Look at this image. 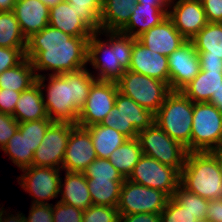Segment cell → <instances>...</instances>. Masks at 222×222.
Listing matches in <instances>:
<instances>
[{
	"label": "cell",
	"instance_id": "1",
	"mask_svg": "<svg viewBox=\"0 0 222 222\" xmlns=\"http://www.w3.org/2000/svg\"><path fill=\"white\" fill-rule=\"evenodd\" d=\"M90 37H73L50 25L27 38L25 57L39 71L52 75L75 72L86 68Z\"/></svg>",
	"mask_w": 222,
	"mask_h": 222
},
{
	"label": "cell",
	"instance_id": "2",
	"mask_svg": "<svg viewBox=\"0 0 222 222\" xmlns=\"http://www.w3.org/2000/svg\"><path fill=\"white\" fill-rule=\"evenodd\" d=\"M46 75L39 74L36 82L43 93L48 117L53 122L76 125L80 111L88 98L89 90L96 81L92 72L83 68L75 72ZM45 80H49L48 84L44 83ZM44 91L47 92L46 95Z\"/></svg>",
	"mask_w": 222,
	"mask_h": 222
},
{
	"label": "cell",
	"instance_id": "3",
	"mask_svg": "<svg viewBox=\"0 0 222 222\" xmlns=\"http://www.w3.org/2000/svg\"><path fill=\"white\" fill-rule=\"evenodd\" d=\"M102 34L107 40H101ZM135 40L119 31L95 32L88 40L87 54V63L97 69L96 76L93 74L94 78L116 82L125 70H129Z\"/></svg>",
	"mask_w": 222,
	"mask_h": 222
},
{
	"label": "cell",
	"instance_id": "4",
	"mask_svg": "<svg viewBox=\"0 0 222 222\" xmlns=\"http://www.w3.org/2000/svg\"><path fill=\"white\" fill-rule=\"evenodd\" d=\"M180 185L207 200L222 198V169L214 153L188 152Z\"/></svg>",
	"mask_w": 222,
	"mask_h": 222
},
{
	"label": "cell",
	"instance_id": "5",
	"mask_svg": "<svg viewBox=\"0 0 222 222\" xmlns=\"http://www.w3.org/2000/svg\"><path fill=\"white\" fill-rule=\"evenodd\" d=\"M193 101L182 91H170L154 114V122L191 152Z\"/></svg>",
	"mask_w": 222,
	"mask_h": 222
},
{
	"label": "cell",
	"instance_id": "6",
	"mask_svg": "<svg viewBox=\"0 0 222 222\" xmlns=\"http://www.w3.org/2000/svg\"><path fill=\"white\" fill-rule=\"evenodd\" d=\"M191 152L213 151L222 144V111L209 102H193Z\"/></svg>",
	"mask_w": 222,
	"mask_h": 222
},
{
	"label": "cell",
	"instance_id": "7",
	"mask_svg": "<svg viewBox=\"0 0 222 222\" xmlns=\"http://www.w3.org/2000/svg\"><path fill=\"white\" fill-rule=\"evenodd\" d=\"M116 83L119 93L133 99L138 105L154 114L171 91L165 82L131 70H125Z\"/></svg>",
	"mask_w": 222,
	"mask_h": 222
},
{
	"label": "cell",
	"instance_id": "8",
	"mask_svg": "<svg viewBox=\"0 0 222 222\" xmlns=\"http://www.w3.org/2000/svg\"><path fill=\"white\" fill-rule=\"evenodd\" d=\"M153 123L154 113L118 92L115 105L101 125L116 129L128 139H134L138 137L140 131L145 130Z\"/></svg>",
	"mask_w": 222,
	"mask_h": 222
},
{
	"label": "cell",
	"instance_id": "9",
	"mask_svg": "<svg viewBox=\"0 0 222 222\" xmlns=\"http://www.w3.org/2000/svg\"><path fill=\"white\" fill-rule=\"evenodd\" d=\"M143 155L181 172L188 154L187 148L172 139L155 122L138 133Z\"/></svg>",
	"mask_w": 222,
	"mask_h": 222
},
{
	"label": "cell",
	"instance_id": "10",
	"mask_svg": "<svg viewBox=\"0 0 222 222\" xmlns=\"http://www.w3.org/2000/svg\"><path fill=\"white\" fill-rule=\"evenodd\" d=\"M170 196L157 189L124 180L117 205L119 214L158 213L164 210Z\"/></svg>",
	"mask_w": 222,
	"mask_h": 222
},
{
	"label": "cell",
	"instance_id": "11",
	"mask_svg": "<svg viewBox=\"0 0 222 222\" xmlns=\"http://www.w3.org/2000/svg\"><path fill=\"white\" fill-rule=\"evenodd\" d=\"M127 180L166 192L170 197L180 185V172L154 158L142 155Z\"/></svg>",
	"mask_w": 222,
	"mask_h": 222
},
{
	"label": "cell",
	"instance_id": "12",
	"mask_svg": "<svg viewBox=\"0 0 222 222\" xmlns=\"http://www.w3.org/2000/svg\"><path fill=\"white\" fill-rule=\"evenodd\" d=\"M22 175L18 176V184L34 200L32 204H51L49 200L58 198L60 194V171L52 167L29 166L21 169Z\"/></svg>",
	"mask_w": 222,
	"mask_h": 222
},
{
	"label": "cell",
	"instance_id": "13",
	"mask_svg": "<svg viewBox=\"0 0 222 222\" xmlns=\"http://www.w3.org/2000/svg\"><path fill=\"white\" fill-rule=\"evenodd\" d=\"M74 126L71 123L53 122L34 152L32 165L62 169L67 142Z\"/></svg>",
	"mask_w": 222,
	"mask_h": 222
},
{
	"label": "cell",
	"instance_id": "14",
	"mask_svg": "<svg viewBox=\"0 0 222 222\" xmlns=\"http://www.w3.org/2000/svg\"><path fill=\"white\" fill-rule=\"evenodd\" d=\"M117 93L116 82L96 80L92 84L85 105L80 111L77 125L88 127L94 124H101L115 105Z\"/></svg>",
	"mask_w": 222,
	"mask_h": 222
},
{
	"label": "cell",
	"instance_id": "15",
	"mask_svg": "<svg viewBox=\"0 0 222 222\" xmlns=\"http://www.w3.org/2000/svg\"><path fill=\"white\" fill-rule=\"evenodd\" d=\"M169 88L181 91L200 71L198 53L191 40H187L168 56Z\"/></svg>",
	"mask_w": 222,
	"mask_h": 222
},
{
	"label": "cell",
	"instance_id": "16",
	"mask_svg": "<svg viewBox=\"0 0 222 222\" xmlns=\"http://www.w3.org/2000/svg\"><path fill=\"white\" fill-rule=\"evenodd\" d=\"M168 17L186 40H191L208 23L201 1L169 0Z\"/></svg>",
	"mask_w": 222,
	"mask_h": 222
},
{
	"label": "cell",
	"instance_id": "17",
	"mask_svg": "<svg viewBox=\"0 0 222 222\" xmlns=\"http://www.w3.org/2000/svg\"><path fill=\"white\" fill-rule=\"evenodd\" d=\"M96 158L97 155L89 131L76 124L70 132L62 170L83 173Z\"/></svg>",
	"mask_w": 222,
	"mask_h": 222
},
{
	"label": "cell",
	"instance_id": "18",
	"mask_svg": "<svg viewBox=\"0 0 222 222\" xmlns=\"http://www.w3.org/2000/svg\"><path fill=\"white\" fill-rule=\"evenodd\" d=\"M129 70L158 79L169 86L168 56L151 51L137 39L133 44Z\"/></svg>",
	"mask_w": 222,
	"mask_h": 222
},
{
	"label": "cell",
	"instance_id": "19",
	"mask_svg": "<svg viewBox=\"0 0 222 222\" xmlns=\"http://www.w3.org/2000/svg\"><path fill=\"white\" fill-rule=\"evenodd\" d=\"M137 40L151 51L164 56H169L187 41L169 17L139 36Z\"/></svg>",
	"mask_w": 222,
	"mask_h": 222
},
{
	"label": "cell",
	"instance_id": "20",
	"mask_svg": "<svg viewBox=\"0 0 222 222\" xmlns=\"http://www.w3.org/2000/svg\"><path fill=\"white\" fill-rule=\"evenodd\" d=\"M168 6L169 4H141L137 2L128 23L119 32L137 39L168 17Z\"/></svg>",
	"mask_w": 222,
	"mask_h": 222
},
{
	"label": "cell",
	"instance_id": "21",
	"mask_svg": "<svg viewBox=\"0 0 222 222\" xmlns=\"http://www.w3.org/2000/svg\"><path fill=\"white\" fill-rule=\"evenodd\" d=\"M13 12L26 39L49 25V7L41 0H16Z\"/></svg>",
	"mask_w": 222,
	"mask_h": 222
},
{
	"label": "cell",
	"instance_id": "22",
	"mask_svg": "<svg viewBox=\"0 0 222 222\" xmlns=\"http://www.w3.org/2000/svg\"><path fill=\"white\" fill-rule=\"evenodd\" d=\"M49 25L73 37H91L95 32L80 18L67 1L49 8Z\"/></svg>",
	"mask_w": 222,
	"mask_h": 222
},
{
	"label": "cell",
	"instance_id": "23",
	"mask_svg": "<svg viewBox=\"0 0 222 222\" xmlns=\"http://www.w3.org/2000/svg\"><path fill=\"white\" fill-rule=\"evenodd\" d=\"M64 182L60 180V202L72 205L82 211L93 205L84 173L66 171Z\"/></svg>",
	"mask_w": 222,
	"mask_h": 222
},
{
	"label": "cell",
	"instance_id": "24",
	"mask_svg": "<svg viewBox=\"0 0 222 222\" xmlns=\"http://www.w3.org/2000/svg\"><path fill=\"white\" fill-rule=\"evenodd\" d=\"M42 95L37 82L21 92L12 115L18 123L49 118Z\"/></svg>",
	"mask_w": 222,
	"mask_h": 222
},
{
	"label": "cell",
	"instance_id": "25",
	"mask_svg": "<svg viewBox=\"0 0 222 222\" xmlns=\"http://www.w3.org/2000/svg\"><path fill=\"white\" fill-rule=\"evenodd\" d=\"M137 0H103L100 30L120 31L129 21Z\"/></svg>",
	"mask_w": 222,
	"mask_h": 222
},
{
	"label": "cell",
	"instance_id": "26",
	"mask_svg": "<svg viewBox=\"0 0 222 222\" xmlns=\"http://www.w3.org/2000/svg\"><path fill=\"white\" fill-rule=\"evenodd\" d=\"M222 84V71H203L181 91L193 102H208Z\"/></svg>",
	"mask_w": 222,
	"mask_h": 222
},
{
	"label": "cell",
	"instance_id": "27",
	"mask_svg": "<svg viewBox=\"0 0 222 222\" xmlns=\"http://www.w3.org/2000/svg\"><path fill=\"white\" fill-rule=\"evenodd\" d=\"M32 62L25 57L18 65L0 74V89L22 92L36 83Z\"/></svg>",
	"mask_w": 222,
	"mask_h": 222
},
{
	"label": "cell",
	"instance_id": "28",
	"mask_svg": "<svg viewBox=\"0 0 222 222\" xmlns=\"http://www.w3.org/2000/svg\"><path fill=\"white\" fill-rule=\"evenodd\" d=\"M85 128L89 131L98 158L108 159L112 152L128 139L116 129L101 124Z\"/></svg>",
	"mask_w": 222,
	"mask_h": 222
},
{
	"label": "cell",
	"instance_id": "29",
	"mask_svg": "<svg viewBox=\"0 0 222 222\" xmlns=\"http://www.w3.org/2000/svg\"><path fill=\"white\" fill-rule=\"evenodd\" d=\"M191 41L198 56L222 58V23L208 22Z\"/></svg>",
	"mask_w": 222,
	"mask_h": 222
},
{
	"label": "cell",
	"instance_id": "30",
	"mask_svg": "<svg viewBox=\"0 0 222 222\" xmlns=\"http://www.w3.org/2000/svg\"><path fill=\"white\" fill-rule=\"evenodd\" d=\"M143 155L138 138L127 139L109 156L110 163L127 179Z\"/></svg>",
	"mask_w": 222,
	"mask_h": 222
},
{
	"label": "cell",
	"instance_id": "31",
	"mask_svg": "<svg viewBox=\"0 0 222 222\" xmlns=\"http://www.w3.org/2000/svg\"><path fill=\"white\" fill-rule=\"evenodd\" d=\"M123 182L111 181L110 179L87 178L88 190L93 205L117 207Z\"/></svg>",
	"mask_w": 222,
	"mask_h": 222
},
{
	"label": "cell",
	"instance_id": "32",
	"mask_svg": "<svg viewBox=\"0 0 222 222\" xmlns=\"http://www.w3.org/2000/svg\"><path fill=\"white\" fill-rule=\"evenodd\" d=\"M27 39L13 11H0V47L19 48L24 54Z\"/></svg>",
	"mask_w": 222,
	"mask_h": 222
},
{
	"label": "cell",
	"instance_id": "33",
	"mask_svg": "<svg viewBox=\"0 0 222 222\" xmlns=\"http://www.w3.org/2000/svg\"><path fill=\"white\" fill-rule=\"evenodd\" d=\"M2 151L20 170L32 166L34 152L29 148L25 136H22L18 129L2 148Z\"/></svg>",
	"mask_w": 222,
	"mask_h": 222
},
{
	"label": "cell",
	"instance_id": "34",
	"mask_svg": "<svg viewBox=\"0 0 222 222\" xmlns=\"http://www.w3.org/2000/svg\"><path fill=\"white\" fill-rule=\"evenodd\" d=\"M172 198L199 221L205 220L209 200L184 189L181 185L174 191Z\"/></svg>",
	"mask_w": 222,
	"mask_h": 222
},
{
	"label": "cell",
	"instance_id": "35",
	"mask_svg": "<svg viewBox=\"0 0 222 222\" xmlns=\"http://www.w3.org/2000/svg\"><path fill=\"white\" fill-rule=\"evenodd\" d=\"M74 5L80 18L94 31H100L103 0H65Z\"/></svg>",
	"mask_w": 222,
	"mask_h": 222
},
{
	"label": "cell",
	"instance_id": "36",
	"mask_svg": "<svg viewBox=\"0 0 222 222\" xmlns=\"http://www.w3.org/2000/svg\"><path fill=\"white\" fill-rule=\"evenodd\" d=\"M52 123L53 121L50 118L21 122L19 123L18 130L22 136H25L29 148L35 152L42 142L46 130Z\"/></svg>",
	"mask_w": 222,
	"mask_h": 222
},
{
	"label": "cell",
	"instance_id": "37",
	"mask_svg": "<svg viewBox=\"0 0 222 222\" xmlns=\"http://www.w3.org/2000/svg\"><path fill=\"white\" fill-rule=\"evenodd\" d=\"M86 178L110 179L111 181H124L125 178L110 163L108 159L96 158L83 172Z\"/></svg>",
	"mask_w": 222,
	"mask_h": 222
},
{
	"label": "cell",
	"instance_id": "38",
	"mask_svg": "<svg viewBox=\"0 0 222 222\" xmlns=\"http://www.w3.org/2000/svg\"><path fill=\"white\" fill-rule=\"evenodd\" d=\"M161 222H197L199 221L185 207L179 205L172 197L160 214Z\"/></svg>",
	"mask_w": 222,
	"mask_h": 222
},
{
	"label": "cell",
	"instance_id": "39",
	"mask_svg": "<svg viewBox=\"0 0 222 222\" xmlns=\"http://www.w3.org/2000/svg\"><path fill=\"white\" fill-rule=\"evenodd\" d=\"M117 207L91 205L83 212L82 222H118Z\"/></svg>",
	"mask_w": 222,
	"mask_h": 222
},
{
	"label": "cell",
	"instance_id": "40",
	"mask_svg": "<svg viewBox=\"0 0 222 222\" xmlns=\"http://www.w3.org/2000/svg\"><path fill=\"white\" fill-rule=\"evenodd\" d=\"M53 222H82L83 212L72 205L58 201L52 204Z\"/></svg>",
	"mask_w": 222,
	"mask_h": 222
},
{
	"label": "cell",
	"instance_id": "41",
	"mask_svg": "<svg viewBox=\"0 0 222 222\" xmlns=\"http://www.w3.org/2000/svg\"><path fill=\"white\" fill-rule=\"evenodd\" d=\"M25 58L19 48L0 47V74L18 65Z\"/></svg>",
	"mask_w": 222,
	"mask_h": 222
},
{
	"label": "cell",
	"instance_id": "42",
	"mask_svg": "<svg viewBox=\"0 0 222 222\" xmlns=\"http://www.w3.org/2000/svg\"><path fill=\"white\" fill-rule=\"evenodd\" d=\"M19 123L15 118L6 113L0 112V149L6 145L8 140L15 134Z\"/></svg>",
	"mask_w": 222,
	"mask_h": 222
},
{
	"label": "cell",
	"instance_id": "43",
	"mask_svg": "<svg viewBox=\"0 0 222 222\" xmlns=\"http://www.w3.org/2000/svg\"><path fill=\"white\" fill-rule=\"evenodd\" d=\"M28 217L24 215L25 222H53L52 204L30 205Z\"/></svg>",
	"mask_w": 222,
	"mask_h": 222
},
{
	"label": "cell",
	"instance_id": "44",
	"mask_svg": "<svg viewBox=\"0 0 222 222\" xmlns=\"http://www.w3.org/2000/svg\"><path fill=\"white\" fill-rule=\"evenodd\" d=\"M21 92L0 89V112L13 115Z\"/></svg>",
	"mask_w": 222,
	"mask_h": 222
},
{
	"label": "cell",
	"instance_id": "45",
	"mask_svg": "<svg viewBox=\"0 0 222 222\" xmlns=\"http://www.w3.org/2000/svg\"><path fill=\"white\" fill-rule=\"evenodd\" d=\"M208 22H222V0H202Z\"/></svg>",
	"mask_w": 222,
	"mask_h": 222
},
{
	"label": "cell",
	"instance_id": "46",
	"mask_svg": "<svg viewBox=\"0 0 222 222\" xmlns=\"http://www.w3.org/2000/svg\"><path fill=\"white\" fill-rule=\"evenodd\" d=\"M118 222H161L158 213L119 214Z\"/></svg>",
	"mask_w": 222,
	"mask_h": 222
},
{
	"label": "cell",
	"instance_id": "47",
	"mask_svg": "<svg viewBox=\"0 0 222 222\" xmlns=\"http://www.w3.org/2000/svg\"><path fill=\"white\" fill-rule=\"evenodd\" d=\"M205 220L209 222H222V198L209 200Z\"/></svg>",
	"mask_w": 222,
	"mask_h": 222
},
{
	"label": "cell",
	"instance_id": "48",
	"mask_svg": "<svg viewBox=\"0 0 222 222\" xmlns=\"http://www.w3.org/2000/svg\"><path fill=\"white\" fill-rule=\"evenodd\" d=\"M200 61V70L203 71H222V58L198 56Z\"/></svg>",
	"mask_w": 222,
	"mask_h": 222
},
{
	"label": "cell",
	"instance_id": "49",
	"mask_svg": "<svg viewBox=\"0 0 222 222\" xmlns=\"http://www.w3.org/2000/svg\"><path fill=\"white\" fill-rule=\"evenodd\" d=\"M0 222H25V219H24L23 213L16 212V215L12 213L10 214L5 211L4 207H1L0 208Z\"/></svg>",
	"mask_w": 222,
	"mask_h": 222
},
{
	"label": "cell",
	"instance_id": "50",
	"mask_svg": "<svg viewBox=\"0 0 222 222\" xmlns=\"http://www.w3.org/2000/svg\"><path fill=\"white\" fill-rule=\"evenodd\" d=\"M208 102L212 103L215 107L222 111V84L218 90L213 93Z\"/></svg>",
	"mask_w": 222,
	"mask_h": 222
},
{
	"label": "cell",
	"instance_id": "51",
	"mask_svg": "<svg viewBox=\"0 0 222 222\" xmlns=\"http://www.w3.org/2000/svg\"><path fill=\"white\" fill-rule=\"evenodd\" d=\"M16 0H0V11H13Z\"/></svg>",
	"mask_w": 222,
	"mask_h": 222
},
{
	"label": "cell",
	"instance_id": "52",
	"mask_svg": "<svg viewBox=\"0 0 222 222\" xmlns=\"http://www.w3.org/2000/svg\"><path fill=\"white\" fill-rule=\"evenodd\" d=\"M141 4H169V0H137Z\"/></svg>",
	"mask_w": 222,
	"mask_h": 222
},
{
	"label": "cell",
	"instance_id": "53",
	"mask_svg": "<svg viewBox=\"0 0 222 222\" xmlns=\"http://www.w3.org/2000/svg\"><path fill=\"white\" fill-rule=\"evenodd\" d=\"M212 152L217 157L220 163L221 169H222V144L218 146L217 148H215Z\"/></svg>",
	"mask_w": 222,
	"mask_h": 222
},
{
	"label": "cell",
	"instance_id": "54",
	"mask_svg": "<svg viewBox=\"0 0 222 222\" xmlns=\"http://www.w3.org/2000/svg\"><path fill=\"white\" fill-rule=\"evenodd\" d=\"M44 4H46L49 8L56 6L58 3L63 2L64 0H41Z\"/></svg>",
	"mask_w": 222,
	"mask_h": 222
}]
</instances>
